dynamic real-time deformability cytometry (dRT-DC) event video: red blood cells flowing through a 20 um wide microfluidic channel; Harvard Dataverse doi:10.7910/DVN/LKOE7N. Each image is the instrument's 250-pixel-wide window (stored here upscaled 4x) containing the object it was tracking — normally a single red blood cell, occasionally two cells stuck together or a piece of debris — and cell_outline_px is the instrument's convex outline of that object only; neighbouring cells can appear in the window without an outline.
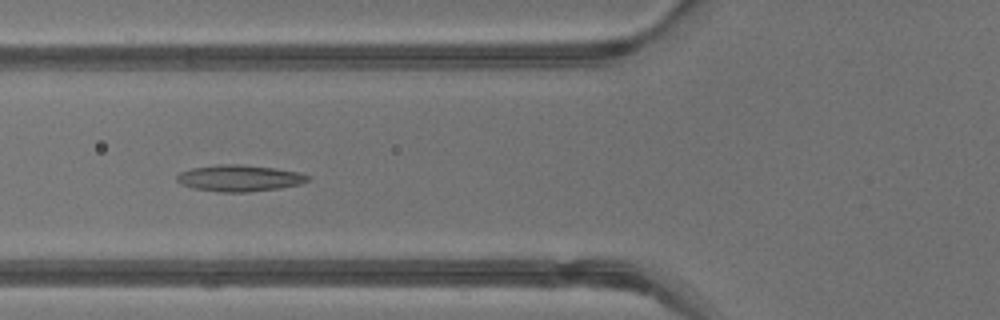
{"species": "common noctule bat (a hibernating species)", "species_latin": "Nyctalus noctula", "temperature_condition": "warm", "stored_images_in_passage": 33, "camera_frame_rate_fps": 3000, "um_per_image_px": 0.085, "animal": {"sex": "male", "body_mass_g": 13.3}, "frame": {"image": 1, "passage_image": 6, "time_ms": 1.667, "image_size_px": [1000, 320], "cell_outline_px": [[312, 180], [300, 184], [280, 188], [248, 192], [220, 192], [192, 188], [180, 184], [176, 180], [176, 176], [180, 172], [192, 168], [216, 164], [244, 164], [276, 168], [300, 172], [312, 176]], "centroid_in_image_um": [20.38, 15.13], "position_along_channel_um": 105.4, "area_um2": 20.58}}
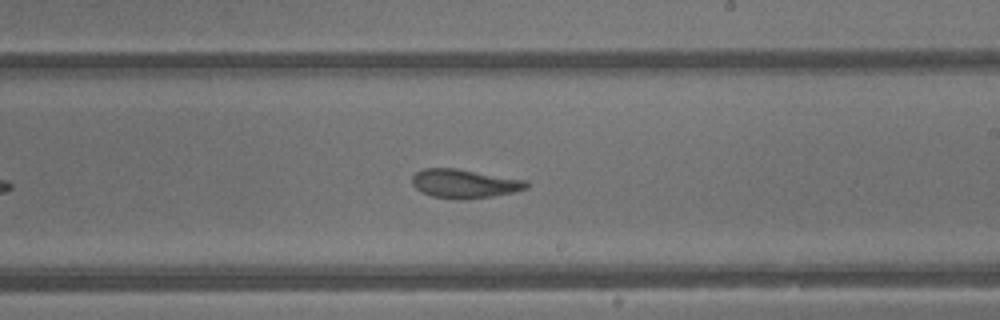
{"frame": {"image": 2, "passage_image": 15, "time_ms": 4.667, "image_size_px": [1000, 320], "cell_outline_px": [[528, 188], [516, 192], [492, 196], [464, 200], [456, 200], [432, 196], [420, 192], [412, 184], [412, 176], [416, 172], [424, 168], [456, 168], [528, 180]], "centroid_in_image_um": [39.49, 15.61], "position_along_channel_um": 249.5, "area_um2": 19.54}}
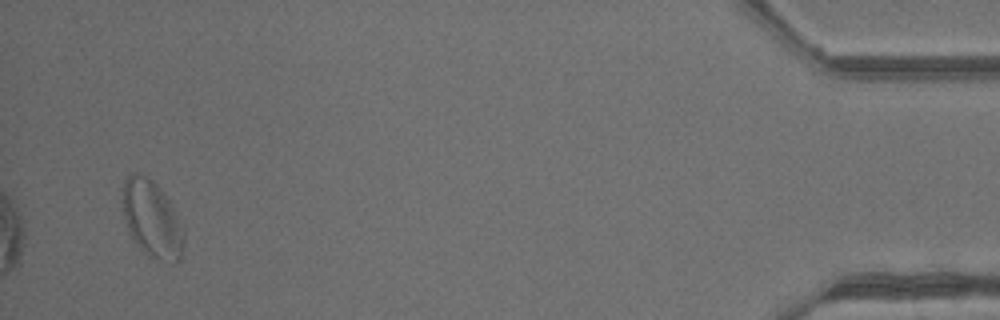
{"frame": {"image": 3, "passage_image": 31, "time_ms": 10.0, "image_size_px": [1000, 320], "cell_outline_px": [[184, 240], [180, 260], [176, 264], [172, 264], [152, 256], [144, 252], [140, 248], [132, 236], [124, 220], [120, 200], [124, 180], [132, 172], [144, 176], [152, 180], [164, 192], [184, 232]], "centroid_in_image_um": [12.88, 18.61], "position_along_channel_um": 422.3, "area_um2": 27.34}}